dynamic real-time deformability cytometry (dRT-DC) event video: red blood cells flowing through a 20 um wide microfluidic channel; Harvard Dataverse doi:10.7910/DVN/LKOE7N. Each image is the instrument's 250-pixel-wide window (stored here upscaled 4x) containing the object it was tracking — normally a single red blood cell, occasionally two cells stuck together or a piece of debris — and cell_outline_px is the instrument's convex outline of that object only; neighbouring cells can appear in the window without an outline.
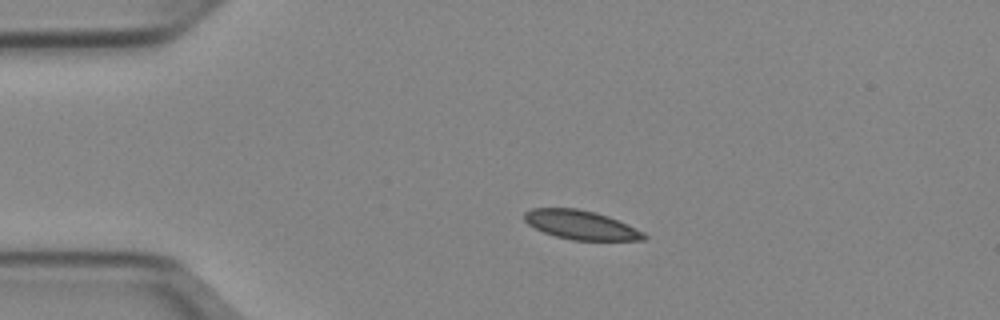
{"species": "Egyptian fruit bat (a non-hibernating species)", "species_latin": "Rousettus aegyptiacus", "temperature_condition": "cold", "stored_images_in_passage": 42, "camera_frame_rate_fps": 3000, "um_per_image_px": 0.085, "animal": {"sex": "female"}, "frame": {"image": 1, "passage_image": 1, "time_ms": 0.0, "image_size_px": [1000, 320], "cell_outline_px": [[648, 236], [644, 240], [572, 240], [556, 236], [544, 232], [528, 224], [524, 220], [524, 212], [532, 208], [576, 208], [596, 212], [608, 216], [628, 224], [644, 232]], "centroid_in_image_um": [49.39, 19.11], "position_along_channel_um": 35.6, "area_um2": 20.23}}
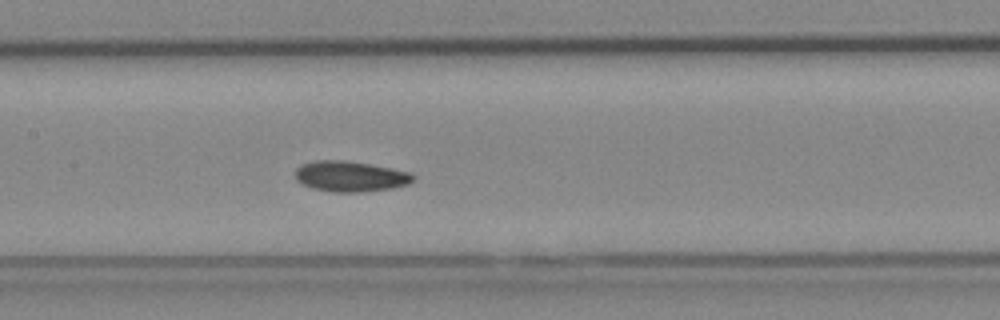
{"frame": {"image": 2, "passage_image": 15, "time_ms": 4.667, "image_size_px": [1000, 320], "cell_outline_px": [[416, 176], [408, 184], [392, 188], [360, 192], [332, 192], [312, 188], [296, 180], [296, 168], [300, 164], [316, 160], [344, 160], [392, 168], [412, 172]], "centroid_in_image_um": [29.78, 14.98], "position_along_channel_um": 177.6, "area_um2": 21.04}}
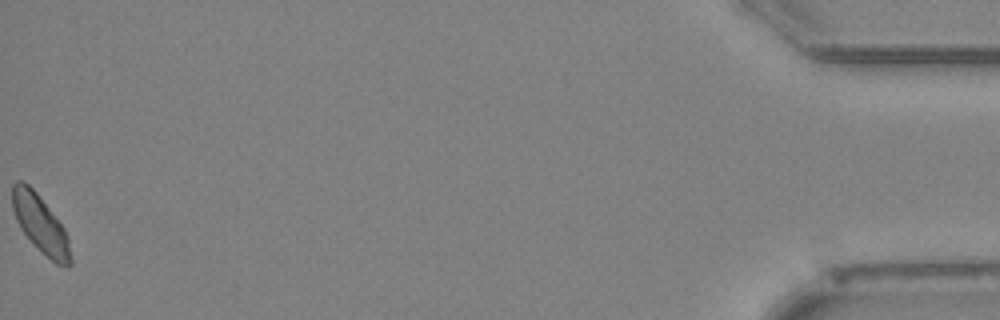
{"frame": {"image": 3, "passage_image": 42, "time_ms": 13.667, "image_size_px": [1000, 320], "cell_outline_px": [[72, 264], [68, 268], [56, 264], [20, 228], [16, 220], [12, 208], [12, 184], [16, 180], [24, 180], [36, 192], [64, 228], [68, 236], [72, 260]], "centroid_in_image_um": [3.44, 19.02], "position_along_channel_um": 431.8, "area_um2": 19.25}, "authors_computed_cell_mechanics": {"area_um2": 20.2011, "velocity_mm_per_s": 3.9157, "shape_relaxation_time_tau1_ms": 5.0151, "shape_relaxation_time_tau2_ms": 4.2688, "deformation_change_tau1": 0.0896, "deformation_change_tau2": 0.0732}}